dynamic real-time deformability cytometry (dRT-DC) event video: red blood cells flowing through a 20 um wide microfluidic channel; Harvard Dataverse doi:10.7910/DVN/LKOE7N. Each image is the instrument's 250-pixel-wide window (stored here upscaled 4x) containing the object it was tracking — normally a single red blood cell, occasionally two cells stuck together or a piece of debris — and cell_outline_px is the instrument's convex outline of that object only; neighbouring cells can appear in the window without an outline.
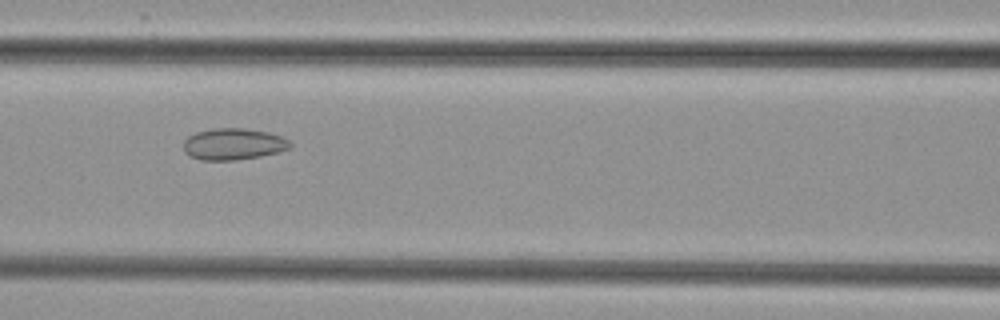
{"species": "common noctule bat (a hibernating species)", "species_latin": "Nyctalus noctula", "temperature_condition": "cold", "stored_images_in_passage": 38, "camera_frame_rate_fps": 3000, "um_per_image_px": 0.085, "animal": {"sex": "female", "body_mass_g": 29.2, "forearm_length_mm": 56.3}, "frame": {"image": 1, "passage_image": 9, "time_ms": 2.667, "image_size_px": [1000, 320], "cell_outline_px": [[292, 148], [260, 156], [236, 160], [200, 160], [188, 156], [184, 152], [184, 140], [188, 136], [196, 132], [212, 128], [244, 128], [268, 132], [284, 136], [292, 144]], "centroid_in_image_um": [19.83, 12.24], "position_along_channel_um": 146.8, "area_um2": 19.83}}
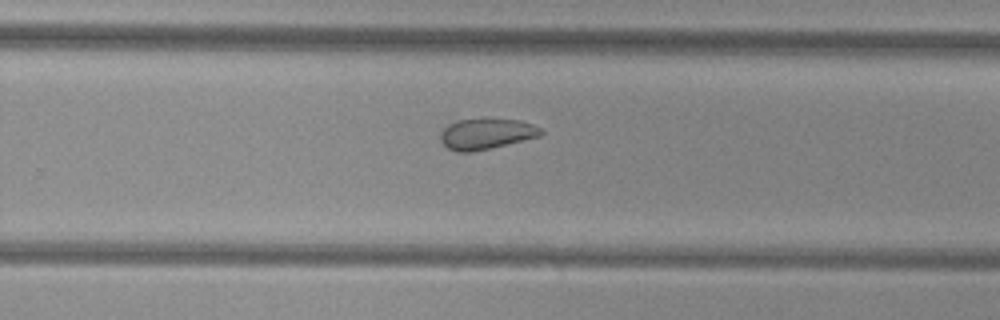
{"frame": {"image": 2, "passage_image": 20, "time_ms": 6.333, "image_size_px": [1000, 320], "cell_outline_px": [[544, 132], [540, 136], [472, 152], [456, 152], [448, 148], [440, 140], [440, 132], [448, 124], [456, 120], [520, 120], [532, 124], [540, 128]], "centroid_in_image_um": [41.3, 11.39], "position_along_channel_um": 288.5, "area_um2": 17.63}}
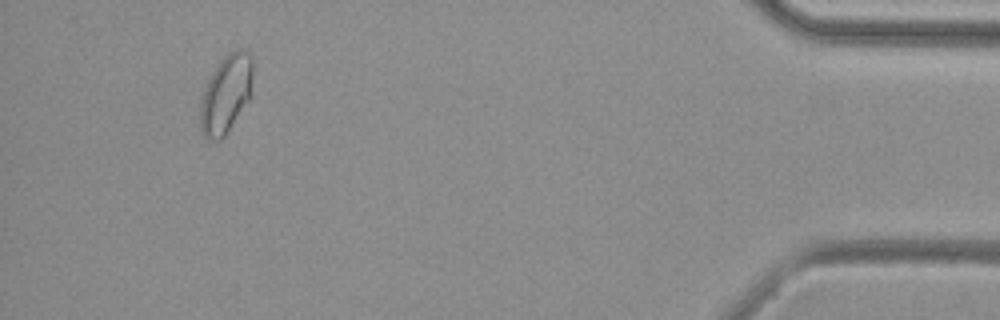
{"frame": {"image": 3, "passage_image": 35, "time_ms": 11.333, "image_size_px": [1000, 320], "cell_outline_px": [[252, 76], [248, 100], [224, 136], [220, 140], [208, 140], [200, 132], [200, 100], [204, 88], [216, 64], [228, 52], [236, 48], [244, 48], [252, 56]], "centroid_in_image_um": [19.18, 7.95], "position_along_channel_um": 416.0, "area_um2": 23.99}}